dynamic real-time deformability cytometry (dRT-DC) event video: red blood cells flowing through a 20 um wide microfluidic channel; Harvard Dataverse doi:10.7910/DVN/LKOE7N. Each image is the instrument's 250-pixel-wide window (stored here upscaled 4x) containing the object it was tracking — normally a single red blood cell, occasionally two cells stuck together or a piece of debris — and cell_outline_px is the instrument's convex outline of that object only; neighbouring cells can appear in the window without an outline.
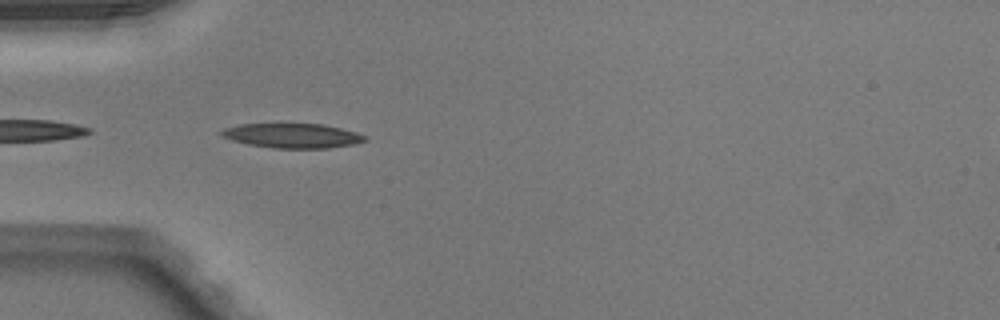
{"species": "Egyptian fruit bat (a non-hibernating species)", "species_latin": "Rousettus aegyptiacus", "temperature_condition": "warm", "stored_images_in_passage": 4, "camera_frame_rate_fps": 3000, "um_per_image_px": 0.085, "animal": {"sex": "male"}, "frame": {"image": 1, "passage_image": 1, "time_ms": 0.0, "image_size_px": [1000, 320], "cell_outline_px": [[368, 140], [352, 144], [328, 148], [272, 148], [248, 144], [232, 140], [220, 136], [220, 132], [224, 128], [240, 124], [324, 124], [356, 132], [368, 136]], "centroid_in_image_um": [24.86, 11.53], "position_along_channel_um": 60.1, "area_um2": 20.52}}